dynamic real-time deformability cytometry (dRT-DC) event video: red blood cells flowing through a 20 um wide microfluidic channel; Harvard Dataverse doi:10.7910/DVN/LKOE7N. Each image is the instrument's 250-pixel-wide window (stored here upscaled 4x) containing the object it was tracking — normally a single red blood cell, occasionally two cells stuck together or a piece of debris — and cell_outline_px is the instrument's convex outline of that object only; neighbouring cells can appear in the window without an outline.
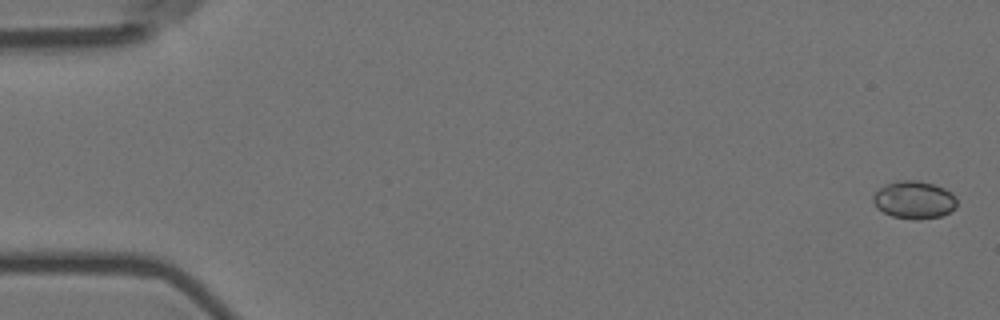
{"species": "Egyptian fruit bat (a non-hibernating species)", "species_latin": "Rousettus aegyptiacus", "temperature_condition": "room temperature", "stored_images_in_passage": 6, "camera_frame_rate_fps": 3000, "um_per_image_px": 0.085, "animal": {"sex": "female"}, "frame": {"image": 1, "passage_image": 1, "time_ms": 0.0, "image_size_px": [1000, 320], "cell_outline_px": [[956, 208], [940, 216], [920, 220], [916, 220], [892, 216], [876, 208], [872, 200], [872, 196], [880, 188], [896, 180], [916, 180], [936, 184], [952, 192], [956, 196]], "centroid_in_image_um": [77.71, 16.98], "position_along_channel_um": 7.3, "area_um2": 18.55}}